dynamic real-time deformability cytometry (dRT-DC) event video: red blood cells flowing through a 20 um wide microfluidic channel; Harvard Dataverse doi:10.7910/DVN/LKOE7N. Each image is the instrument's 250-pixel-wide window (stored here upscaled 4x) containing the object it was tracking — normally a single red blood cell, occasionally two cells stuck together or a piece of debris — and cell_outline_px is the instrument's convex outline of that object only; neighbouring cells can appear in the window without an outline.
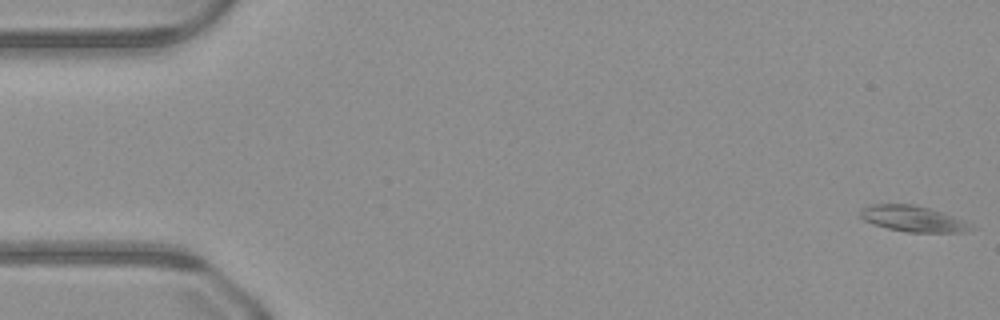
{"species": "common noctule bat (a hibernating species)", "species_latin": "Nyctalus noctula", "temperature_condition": "warm", "stored_images_in_passage": 50, "camera_frame_rate_fps": 3000, "um_per_image_px": 0.085, "animal": {"sex": "male", "body_mass_g": 23.1, "forearm_length_mm": 52.7}, "frame": {"image": 1, "passage_image": 1, "time_ms": 0.0, "image_size_px": [1000, 320], "cell_outline_px": [[976, 228], [964, 232], [908, 232], [888, 228], [864, 220], [860, 216], [860, 212], [864, 208], [872, 204], [916, 204], [952, 216]], "centroid_in_image_um": [77.58, 18.59], "position_along_channel_um": 7.4, "area_um2": 16.24}}
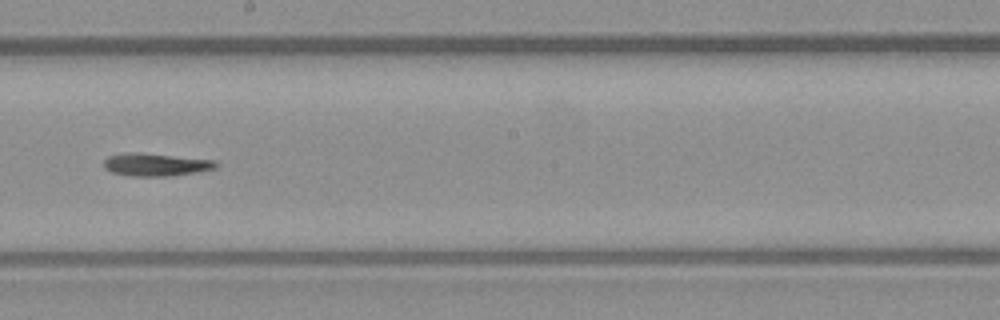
{"frame": {"image": 2, "passage_image": 28, "time_ms": 9.0, "image_size_px": [1000, 320], "cell_outline_px": [[220, 164], [216, 168], [196, 172], [168, 176], [132, 176], [112, 172], [104, 168], [104, 160], [108, 156], [128, 152], [136, 152], [216, 160]], "centroid_in_image_um": [13.26, 13.99], "position_along_channel_um": 234.9, "area_um2": 14.85}}
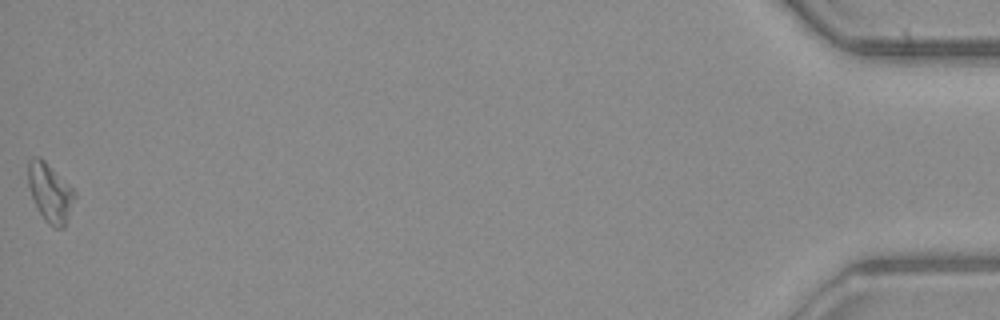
{"frame": {"image": 3, "passage_image": 50, "time_ms": 16.333, "image_size_px": [1000, 320], "cell_outline_px": [[76, 196], [64, 228], [56, 228], [48, 224], [44, 220], [28, 188], [28, 160], [32, 156], [40, 156], [76, 192]], "centroid_in_image_um": [4.25, 16.36], "position_along_channel_um": 431.0, "area_um2": 15.78}}